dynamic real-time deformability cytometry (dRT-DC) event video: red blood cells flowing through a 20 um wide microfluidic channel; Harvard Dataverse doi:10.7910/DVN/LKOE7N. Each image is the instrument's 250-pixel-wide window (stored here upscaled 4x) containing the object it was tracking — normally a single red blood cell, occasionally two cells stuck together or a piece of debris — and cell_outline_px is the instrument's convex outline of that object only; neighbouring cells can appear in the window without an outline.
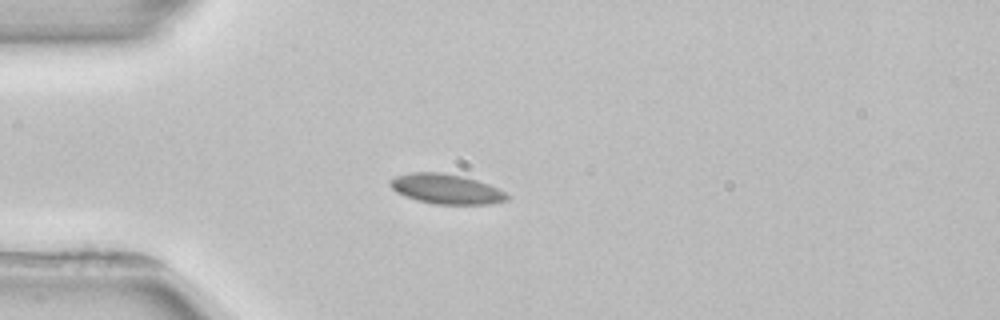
{"species": "common noctule bat (a hibernating species)", "species_latin": "Nyctalus noctula", "temperature_condition": "room temperature", "stored_images_in_passage": 2, "camera_frame_rate_fps": 3000, "um_per_image_px": 0.085, "animal": {"sex": "female", "body_mass_g": 22.7, "forearm_length_mm": 54.2}, "frame": {"image": 1, "passage_image": 2, "time_ms": 2.667, "image_size_px": [1000, 320], "cell_outline_px": [[508, 200], [492, 204], [436, 204], [416, 200], [404, 196], [396, 192], [388, 184], [388, 180], [396, 176], [412, 172], [444, 172], [464, 176], [488, 184], [504, 192], [508, 196]], "centroid_in_image_um": [37.89, 16.05], "position_along_channel_um": 47.1, "area_um2": 20.46}}